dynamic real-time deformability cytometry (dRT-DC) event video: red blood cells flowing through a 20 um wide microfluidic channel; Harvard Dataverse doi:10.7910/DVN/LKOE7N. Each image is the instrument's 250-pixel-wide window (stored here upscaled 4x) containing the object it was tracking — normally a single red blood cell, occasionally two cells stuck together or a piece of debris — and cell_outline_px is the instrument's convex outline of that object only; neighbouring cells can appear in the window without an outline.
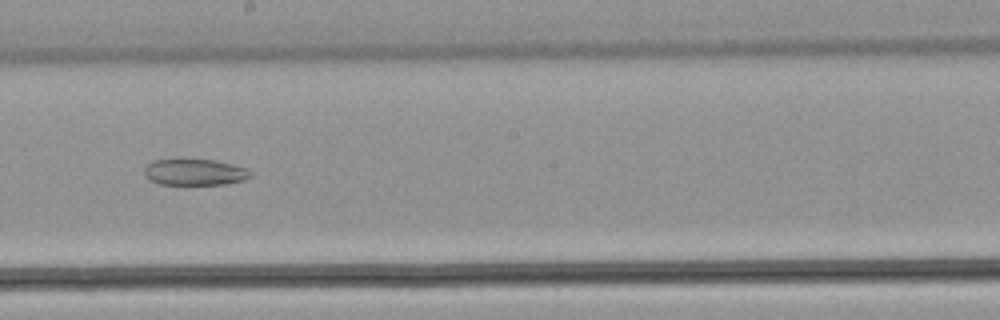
{"species": "common noctule bat (a hibernating species)", "species_latin": "Nyctalus noctula", "temperature_condition": "warm", "stored_images_in_passage": 53, "camera_frame_rate_fps": 3000, "um_per_image_px": 0.085, "animal": {"sex": "male", "body_mass_g": 21.5, "forearm_length_mm": 52.0}, "frame": {"image": 1, "passage_image": 31, "time_ms": 10.0, "image_size_px": [1000, 320], "cell_outline_px": [[252, 176], [244, 180], [224, 184], [160, 184], [148, 180], [144, 176], [144, 168], [152, 160], [216, 160], [248, 168], [252, 172]], "centroid_in_image_um": [16.56, 14.64], "position_along_channel_um": 231.6, "area_um2": 16.3}}
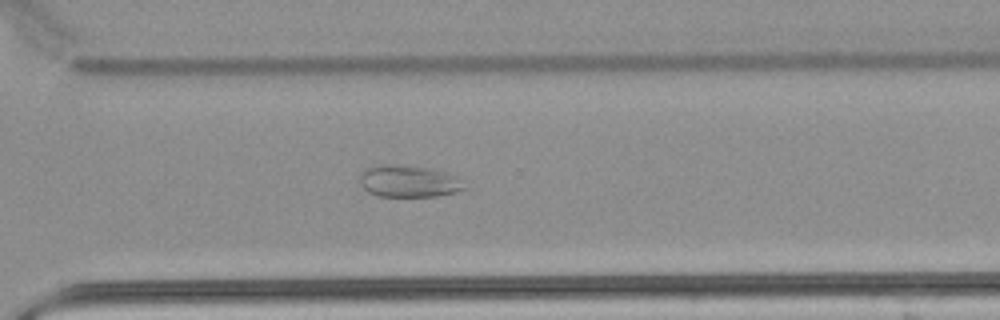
{"frame": {"image": 2, "passage_image": 39, "time_ms": 12.667, "image_size_px": [1000, 320], "cell_outline_px": [[464, 188], [456, 192], [436, 196], [376, 196], [368, 192], [360, 184], [360, 172], [364, 168], [380, 164], [408, 164], [428, 168], [444, 172], [452, 176]], "centroid_in_image_um": [34.6, 15.39], "position_along_channel_um": 336.0, "area_um2": 19.31}}
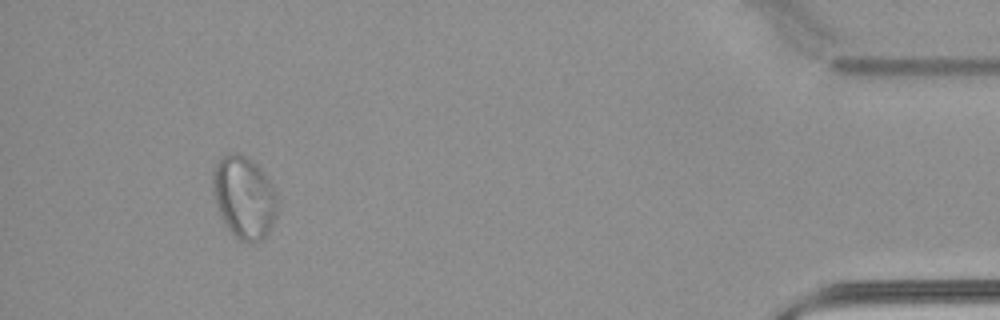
{"frame": {"image": 3, "passage_image": 50, "time_ms": 16.333, "image_size_px": [1000, 320], "cell_outline_px": [[276, 216], [268, 232], [260, 240], [248, 244], [236, 240], [220, 216], [212, 192], [212, 172], [220, 156], [228, 152], [240, 152], [252, 160], [260, 168], [268, 180], [276, 196]], "centroid_in_image_um": [20.69, 16.76], "position_along_channel_um": 414.5, "area_um2": 31.21}, "authors_computed_cell_mechanics": {"area_um2": 27.9174, "velocity_mm_per_s": 3.8991, "shape_relaxation_time_tau1_ms": null, "shape_relaxation_time_tau2_ms": 1.9229, "deformation_change_tau1": null, "deformation_change_tau2": 0.0442}}